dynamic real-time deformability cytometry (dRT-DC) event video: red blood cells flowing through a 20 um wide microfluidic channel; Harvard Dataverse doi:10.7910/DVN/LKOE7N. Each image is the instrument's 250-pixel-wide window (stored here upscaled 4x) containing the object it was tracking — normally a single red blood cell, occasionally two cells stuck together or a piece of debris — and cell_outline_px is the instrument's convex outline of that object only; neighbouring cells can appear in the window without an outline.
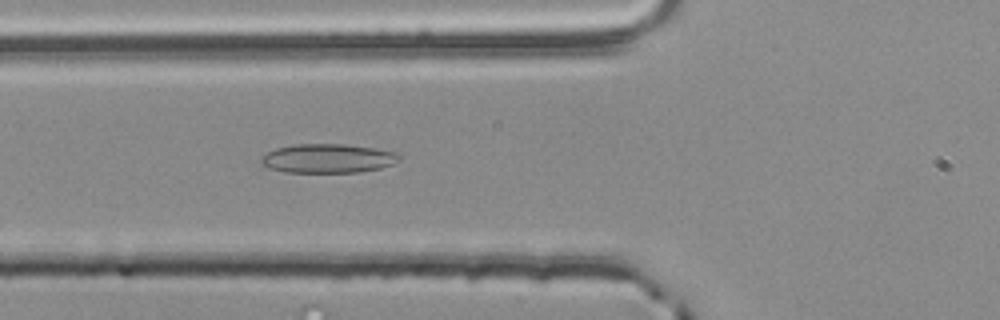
{"species": "common noctule bat (a hibernating species)", "species_latin": "Nyctalus noctula", "temperature_condition": "room temperature", "stored_images_in_passage": 37, "camera_frame_rate_fps": 3000, "um_per_image_px": 0.085, "animal": {"sex": "male", "body_mass_g": 20.4}, "frame": {"image": 1, "passage_image": 11, "time_ms": 3.333, "image_size_px": [1000, 320], "cell_outline_px": [[400, 160], [392, 164], [380, 168], [356, 172], [284, 172], [268, 168], [260, 164], [260, 160], [268, 152], [276, 148], [296, 144], [344, 144], [376, 148], [396, 152], [400, 156]], "centroid_in_image_um": [27.86, 13.46], "position_along_channel_um": 97.9, "area_um2": 23.35}}
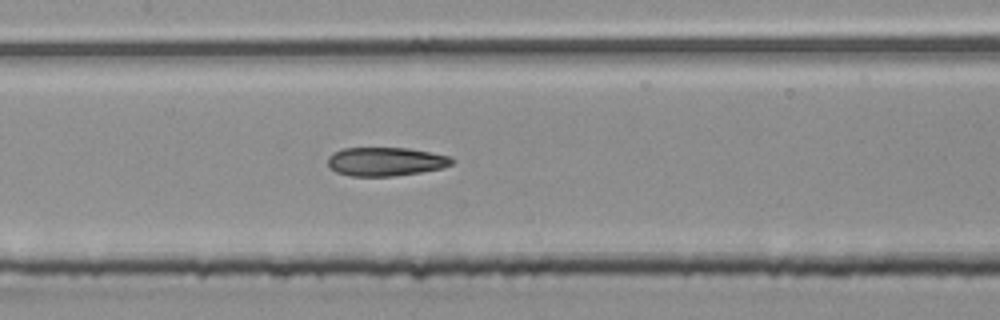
{"frame": {"image": 2, "passage_image": 17, "time_ms": 5.333, "image_size_px": [1000, 320], "cell_outline_px": [[456, 160], [452, 164], [440, 168], [420, 172], [392, 176], [352, 176], [336, 172], [328, 164], [328, 156], [332, 152], [344, 148], [408, 148], [452, 156]], "centroid_in_image_um": [32.79, 13.72], "position_along_channel_um": 174.6, "area_um2": 20.75}}
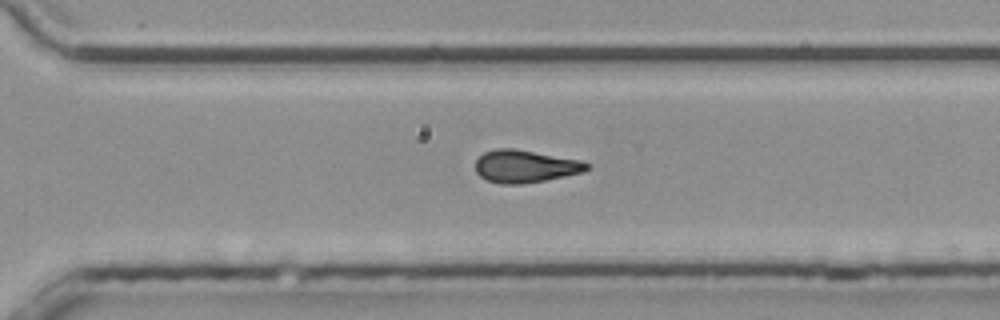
{"frame": {"image": 3, "passage_image": 29, "time_ms": 9.333, "image_size_px": [1000, 320], "cell_outline_px": [[588, 168], [584, 172], [524, 184], [500, 184], [488, 180], [480, 176], [476, 172], [476, 160], [484, 152], [496, 148], [516, 148], [584, 160], [588, 164]], "centroid_in_image_um": [44.65, 14.12], "position_along_channel_um": 325.9, "area_um2": 21.33}, "authors_computed_cell_mechanics": {"area_um2": 21.3282, "velocity_mm_per_s": 3.7881, "shape_relaxation_time_tau1_ms": null, "shape_relaxation_time_tau2_ms": 4.0256, "deformation_change_tau1": null, "deformation_change_tau2": 0.1336}}